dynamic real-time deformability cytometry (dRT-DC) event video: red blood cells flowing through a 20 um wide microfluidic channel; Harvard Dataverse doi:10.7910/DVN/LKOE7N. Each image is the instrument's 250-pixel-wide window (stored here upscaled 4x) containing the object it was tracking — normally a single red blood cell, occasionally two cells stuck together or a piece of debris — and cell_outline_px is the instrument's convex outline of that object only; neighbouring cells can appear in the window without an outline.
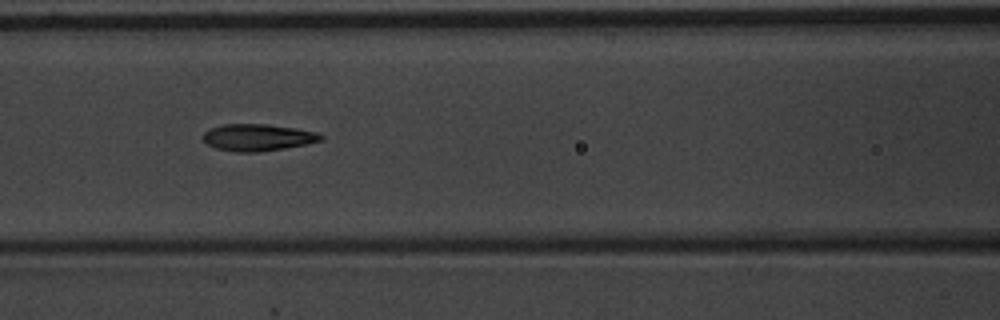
{"species": "common noctule bat (a hibernating species)", "species_latin": "Nyctalus noctula", "temperature_condition": "warm", "stored_images_in_passage": 6, "camera_frame_rate_fps": 3000, "um_per_image_px": 0.085, "animal": {"sex": "male", "body_mass_g": 20.1, "forearm_length_mm": 53.5}, "frame": {"image": 1, "passage_image": 6, "time_ms": 1.667, "image_size_px": [1000, 320], "cell_outline_px": [[324, 140], [308, 144], [284, 148], [256, 152], [232, 152], [216, 148], [208, 144], [204, 140], [204, 132], [212, 128], [224, 124], [268, 124], [296, 128], [316, 132], [324, 136]], "centroid_in_image_um": [21.95, 11.68], "position_along_channel_um": 144.6, "area_um2": 18.44}}